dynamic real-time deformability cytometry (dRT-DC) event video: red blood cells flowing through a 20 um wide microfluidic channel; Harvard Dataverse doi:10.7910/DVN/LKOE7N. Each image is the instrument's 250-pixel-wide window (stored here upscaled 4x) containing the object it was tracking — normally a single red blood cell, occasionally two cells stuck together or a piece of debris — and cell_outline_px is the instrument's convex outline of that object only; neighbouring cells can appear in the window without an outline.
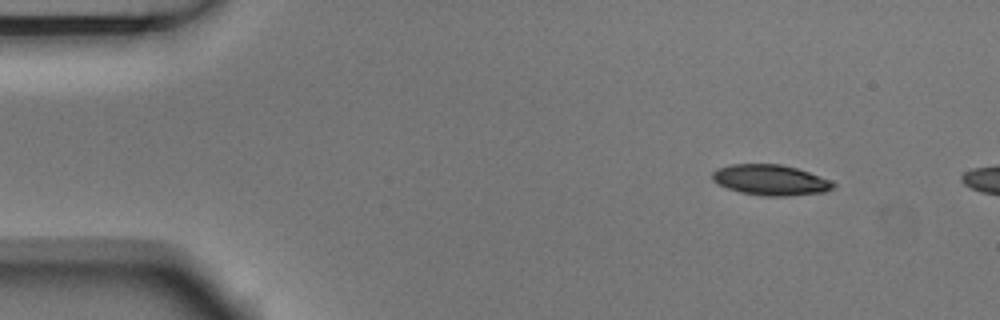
{"species": "Egyptian fruit bat (a non-hibernating species)", "species_latin": "Rousettus aegyptiacus", "temperature_condition": "room temperature", "stored_images_in_passage": 2, "camera_frame_rate_fps": 3000, "um_per_image_px": 0.085, "animal": {"sex": "male"}, "frame": {"image": 1, "passage_image": 1, "time_ms": 0.0, "image_size_px": [1000, 320], "cell_outline_px": [[836, 188], [824, 192], [788, 196], [764, 196], [740, 192], [728, 188], [712, 180], [712, 172], [716, 168], [732, 164], [780, 164], [796, 168], [832, 180], [836, 184]], "centroid_in_image_um": [65.52, 15.3], "position_along_channel_um": 19.5, "area_um2": 21.62}}